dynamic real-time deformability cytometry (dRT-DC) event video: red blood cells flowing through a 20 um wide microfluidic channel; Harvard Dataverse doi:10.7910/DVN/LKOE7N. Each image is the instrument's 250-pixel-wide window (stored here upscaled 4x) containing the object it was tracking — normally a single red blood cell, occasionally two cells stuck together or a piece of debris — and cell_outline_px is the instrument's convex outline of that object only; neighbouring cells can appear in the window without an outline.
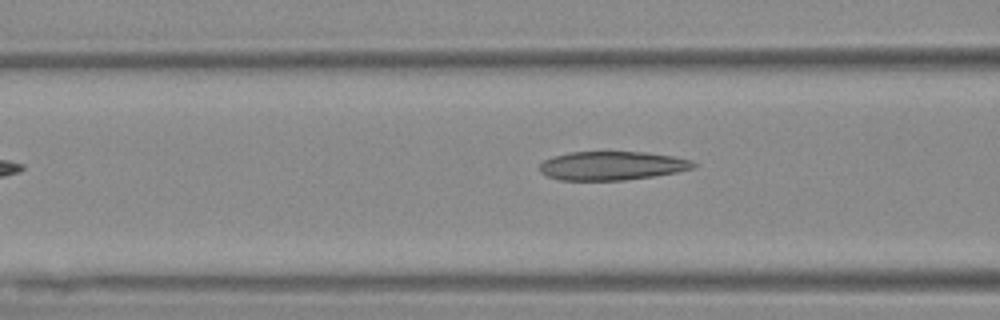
{"species": "Egyptian fruit bat (a non-hibernating species)", "species_latin": "Rousettus aegyptiacus", "temperature_condition": "warm", "stored_images_in_passage": 31, "camera_frame_rate_fps": 3000, "um_per_image_px": 0.085, "animal": {"sex": "female"}, "frame": {"image": 1, "passage_image": 8, "time_ms": 2.333, "image_size_px": [1000, 320], "cell_outline_px": [[700, 164], [696, 168], [676, 172], [652, 176], [624, 180], [560, 180], [548, 176], [540, 172], [540, 164], [544, 160], [552, 156], [568, 152], [648, 152], [672, 156], [692, 160]], "centroid_in_image_um": [52.05, 14.08], "position_along_channel_um": 114.5, "area_um2": 25.89}}
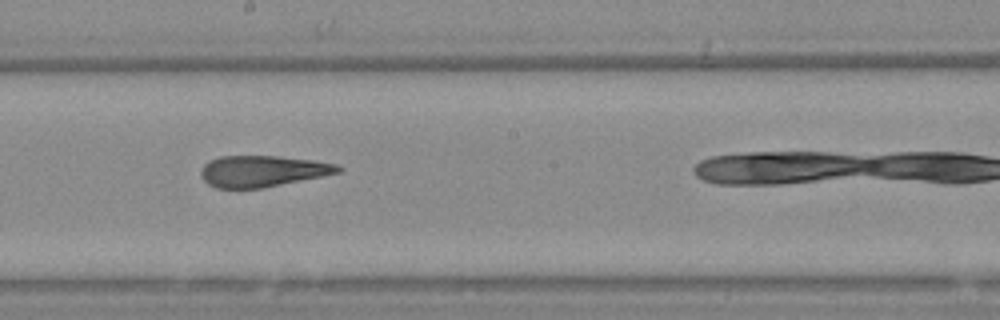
{"frame": {"image": 2, "passage_image": 17, "time_ms": 5.333, "image_size_px": [1000, 320], "cell_outline_px": [[344, 168], [340, 172], [264, 188], [216, 188], [208, 184], [200, 176], [200, 172], [204, 164], [220, 156], [276, 156], [312, 160], [336, 164]], "centroid_in_image_um": [22.3, 14.55], "position_along_channel_um": 225.9, "area_um2": 24.85}}
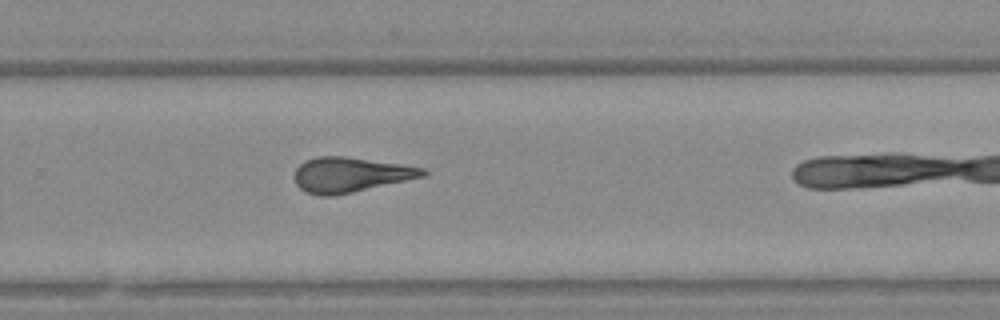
{"frame": {"image": 3, "passage_image": 23, "time_ms": 7.333, "image_size_px": [1000, 320], "cell_outline_px": [[428, 172], [424, 176], [352, 192], [332, 196], [320, 196], [304, 192], [296, 184], [296, 168], [304, 160], [316, 156], [344, 156], [400, 164], [424, 168]], "centroid_in_image_um": [29.74, 14.85], "position_along_channel_um": 300.1, "area_um2": 25.89}}